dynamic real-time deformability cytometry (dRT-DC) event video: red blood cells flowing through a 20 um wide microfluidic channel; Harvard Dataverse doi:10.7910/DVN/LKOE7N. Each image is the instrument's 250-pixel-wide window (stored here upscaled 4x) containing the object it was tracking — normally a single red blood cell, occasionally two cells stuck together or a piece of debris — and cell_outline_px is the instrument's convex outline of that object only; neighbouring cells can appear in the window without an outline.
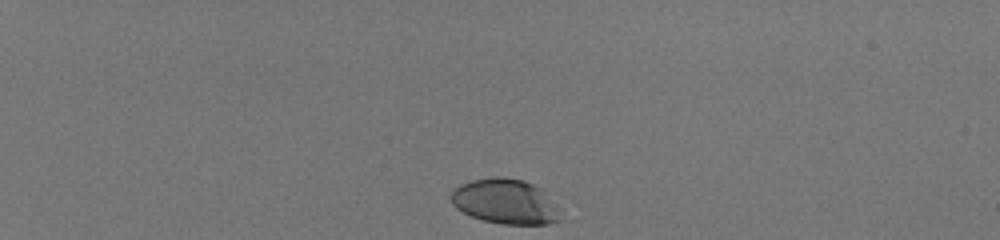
{"species": "human", "species_latin": "Homo sapiens", "temperature_condition": "room temperature", "stored_images_in_passage": 38, "camera_frame_rate_fps": 3000, "um_per_image_px": 0.085, "donor": {"sex": "male"}, "frame": {"image": 1, "passage_image": 1, "time_ms": 0.0, "image_size_px": [1000, 240], "cell_outline_px": [[564, 220], [548, 224], [500, 224], [484, 220], [472, 216], [456, 208], [452, 204], [452, 192], [460, 184], [472, 180], [492, 176], [504, 176], [524, 180], [540, 188]], "centroid_in_image_um": [42.93, 17.13], "position_along_channel_um": 42.1, "area_um2": 28.38}}
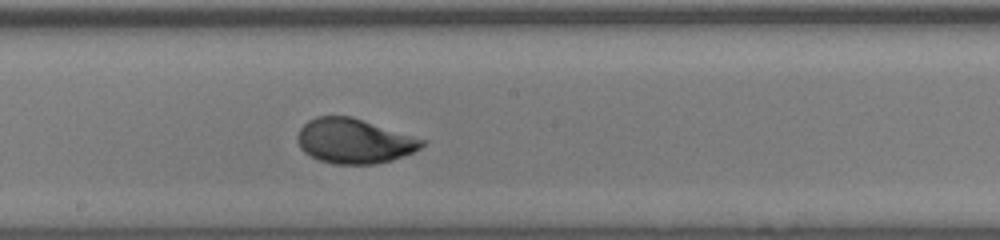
{"frame": {"image": 2, "passage_image": 22, "time_ms": 7.0, "image_size_px": [1000, 240], "cell_outline_px": [[428, 140], [420, 148], [412, 152], [392, 160], [376, 164], [332, 164], [320, 160], [304, 152], [300, 148], [296, 136], [300, 128], [308, 120], [316, 116], [352, 116]], "centroid_in_image_um": [30.1, 11.98], "position_along_channel_um": 218.1, "area_um2": 32.66}}
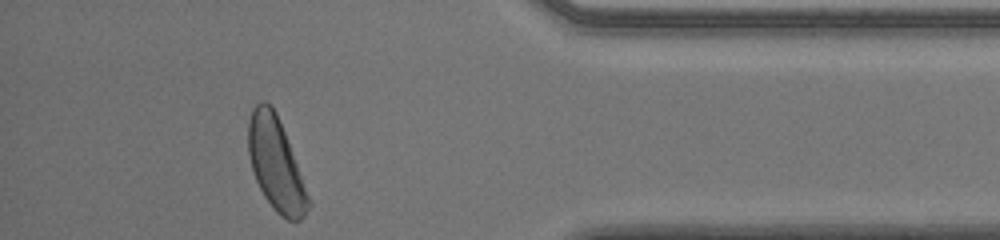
{"frame": {"image": 3, "passage_image": 38, "time_ms": 12.333, "image_size_px": [1000, 240], "cell_outline_px": [[312, 204], [304, 216], [300, 220], [288, 220], [280, 216], [276, 212], [264, 196], [256, 180], [252, 168], [248, 152], [248, 120], [252, 108], [260, 100], [264, 100], [276, 112], [284, 132]], "centroid_in_image_um": [23.43, 13.96], "position_along_channel_um": 411.8, "area_um2": 32.08}, "authors_computed_cell_mechanics": {"area_um2": 31.7611, "velocity_mm_per_s": 3.9863, "shape_relaxation_time_tau1_ms": 2.1742, "shape_relaxation_time_tau2_ms": null, "deformation_change_tau1": 0.1354, "deformation_change_tau2": null}}